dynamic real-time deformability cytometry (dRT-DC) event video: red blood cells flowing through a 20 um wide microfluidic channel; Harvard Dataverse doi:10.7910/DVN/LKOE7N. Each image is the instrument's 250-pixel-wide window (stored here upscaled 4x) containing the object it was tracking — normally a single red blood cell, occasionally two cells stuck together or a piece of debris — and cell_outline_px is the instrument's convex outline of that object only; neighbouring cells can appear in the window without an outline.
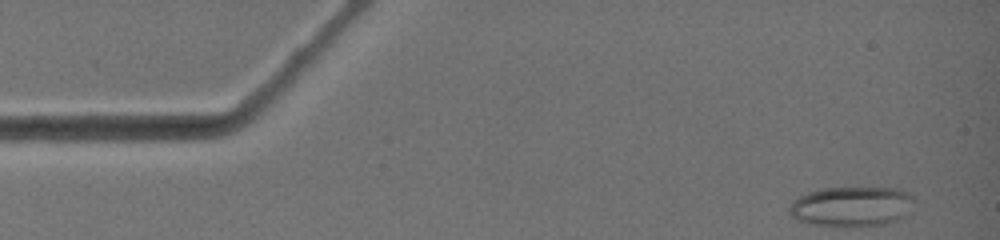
{"species": "common noctule bat (a hibernating species)", "species_latin": "Nyctalus noctula", "temperature_condition": "warm", "stored_images_in_passage": 1, "camera_frame_rate_fps": 3000, "um_per_image_px": 0.085, "animal": {"sex": "female", "body_mass_g": 19.0, "forearm_length_mm": 51.5}, "frame": {"image": 1, "passage_image": 1, "time_ms": 0.0, "image_size_px": [1000, 240], "cell_outline_px": [[912, 200], [904, 216], [896, 220], [884, 224], [812, 224], [796, 220], [788, 216], [788, 208], [792, 200], [808, 192], [820, 188], [900, 188], [908, 192], [912, 196]], "centroid_in_image_um": [72.3, 17.51], "position_along_channel_um": 12.7, "area_um2": 28.38}}